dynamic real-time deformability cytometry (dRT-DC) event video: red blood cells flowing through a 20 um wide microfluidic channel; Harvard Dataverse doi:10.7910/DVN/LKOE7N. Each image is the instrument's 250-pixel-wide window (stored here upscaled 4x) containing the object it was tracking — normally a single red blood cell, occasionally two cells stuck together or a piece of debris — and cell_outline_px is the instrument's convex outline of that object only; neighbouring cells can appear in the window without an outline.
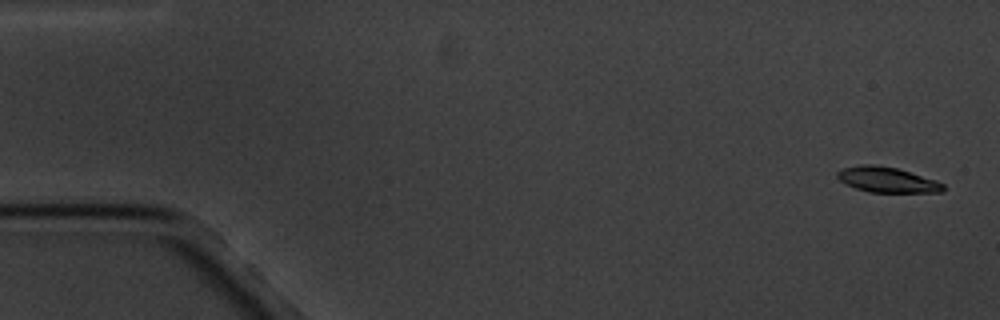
{"species": "common noctule bat (a hibernating species)", "species_latin": "Nyctalus noctula", "temperature_condition": "cold", "stored_images_in_passage": 6, "camera_frame_rate_fps": 3000, "um_per_image_px": 0.085, "animal": {"sex": "male", "body_mass_g": 20.1, "forearm_length_mm": 53.5}, "frame": {"image": 1, "passage_image": 1, "time_ms": 0.0, "image_size_px": [1000, 320], "cell_outline_px": [[944, 192], [868, 192], [844, 184], [836, 176], [836, 172], [840, 168], [864, 164], [872, 164], [896, 168], [936, 180], [944, 184]], "centroid_in_image_um": [75.36, 15.28], "position_along_channel_um": 9.6, "area_um2": 15.66}}
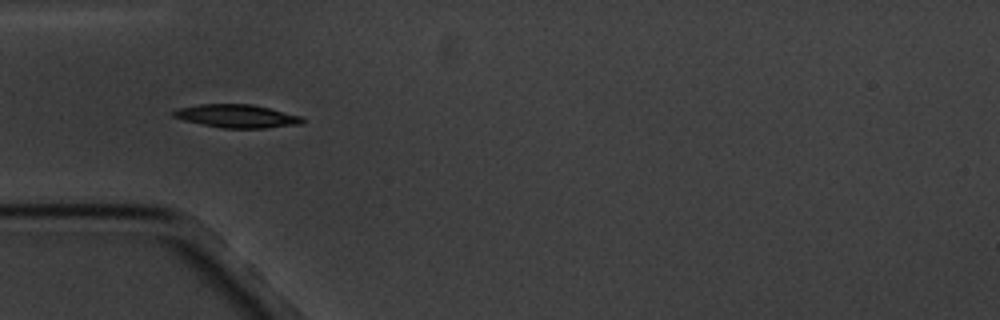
{"frame": {"image": 2, "passage_image": 5, "time_ms": 5.333, "image_size_px": [1000, 320], "cell_outline_px": [[304, 124], [268, 128], [224, 128], [184, 120], [172, 116], [168, 112], [180, 108], [200, 104], [252, 104], [300, 116], [304, 120]], "centroid_in_image_um": [20.12, 9.87], "position_along_channel_um": 64.9, "area_um2": 17.34}}
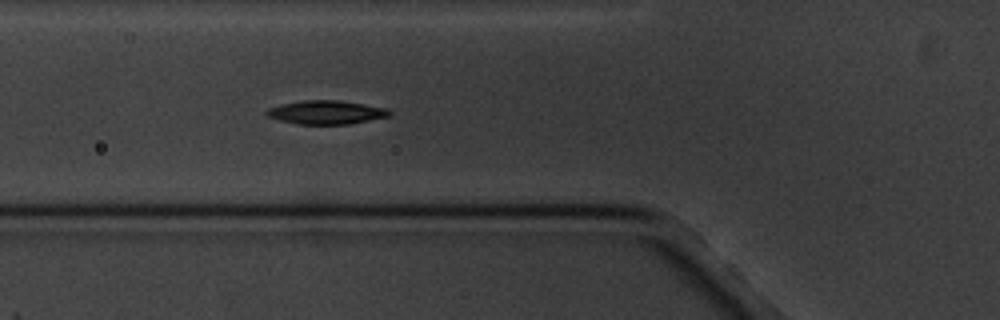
{"frame": {"image": 3, "passage_image": 6, "time_ms": 6.333, "image_size_px": [1000, 320], "cell_outline_px": [[392, 116], [348, 124], [296, 124], [280, 120], [268, 116], [264, 112], [268, 108], [280, 104], [300, 100], [336, 100], [388, 108], [392, 112]], "centroid_in_image_um": [27.73, 9.54], "position_along_channel_um": 98.1, "area_um2": 16.99}}